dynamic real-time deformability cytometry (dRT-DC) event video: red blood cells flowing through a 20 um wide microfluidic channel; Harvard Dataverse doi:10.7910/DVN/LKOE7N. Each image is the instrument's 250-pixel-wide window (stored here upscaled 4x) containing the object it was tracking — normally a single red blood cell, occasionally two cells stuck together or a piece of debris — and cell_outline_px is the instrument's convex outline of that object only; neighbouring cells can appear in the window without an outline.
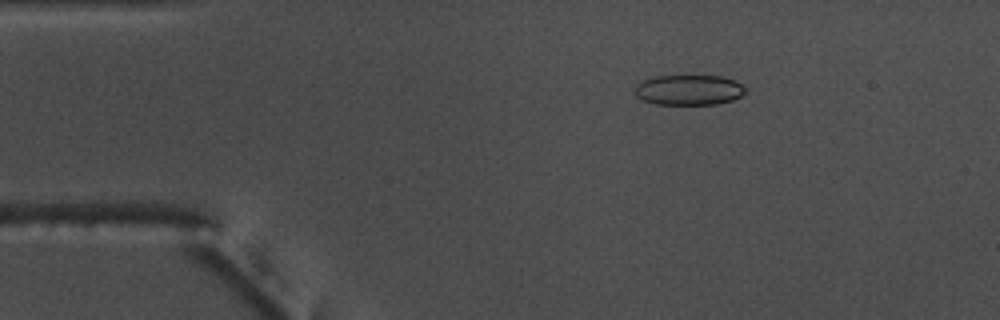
{"species": "common noctule bat (a hibernating species)", "species_latin": "Nyctalus noctula", "temperature_condition": "warm", "stored_images_in_passage": 54, "camera_frame_rate_fps": 3000, "um_per_image_px": 0.085, "animal": {"sex": "male", "body_mass_g": 17.5, "forearm_length_mm": 52.3}, "frame": {"image": 1, "passage_image": 9, "time_ms": 2.667, "image_size_px": [1000, 320], "cell_outline_px": [[748, 92], [732, 100], [716, 104], [656, 104], [644, 100], [636, 96], [636, 84], [644, 80], [656, 76], [720, 76], [736, 80], [744, 84], [748, 88]], "centroid_in_image_um": [58.63, 7.64], "position_along_channel_um": 26.4, "area_um2": 19.59}}
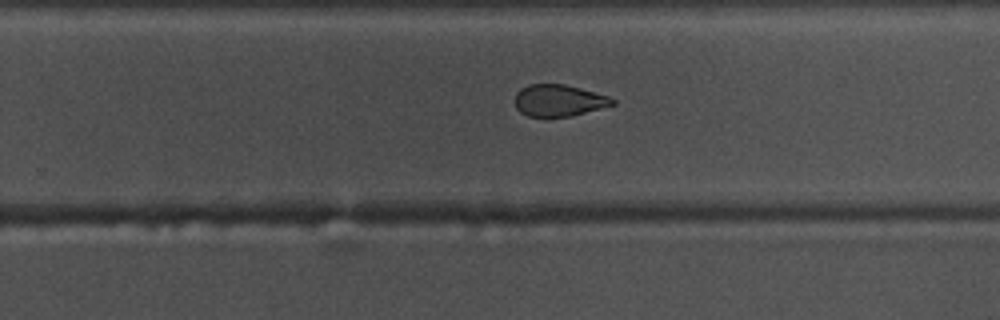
{"frame": {"image": 2, "passage_image": 34, "time_ms": 11.0, "image_size_px": [1000, 320], "cell_outline_px": [[616, 104], [572, 116], [528, 116], [520, 112], [516, 108], [516, 92], [520, 88], [528, 84], [564, 84], [580, 88], [608, 96], [616, 100]], "centroid_in_image_um": [47.5, 8.53], "position_along_channel_um": 282.3, "area_um2": 17.98}}
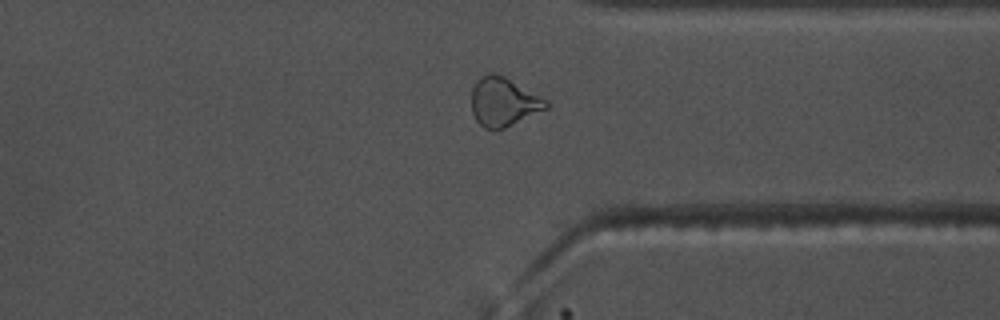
{"frame": {"image": 3, "passage_image": 41, "time_ms": 13.333, "image_size_px": [1000, 320], "cell_outline_px": [[548, 108], [496, 132], [492, 132], [484, 128], [476, 120], [472, 112], [472, 88], [476, 80], [480, 76], [488, 72], [492, 72], [504, 76], [544, 100], [548, 104]], "centroid_in_image_um": [42.72, 8.69], "position_along_channel_um": 368.7, "area_um2": 21.1}, "authors_computed_cell_mechanics": {"area_um2": 20.4034, "velocity_mm_per_s": 3.7669, "shape_relaxation_time_tau1_ms": null, "shape_relaxation_time_tau2_ms": 2.1713, "deformation_change_tau1": null, "deformation_change_tau2": 0.0807}}